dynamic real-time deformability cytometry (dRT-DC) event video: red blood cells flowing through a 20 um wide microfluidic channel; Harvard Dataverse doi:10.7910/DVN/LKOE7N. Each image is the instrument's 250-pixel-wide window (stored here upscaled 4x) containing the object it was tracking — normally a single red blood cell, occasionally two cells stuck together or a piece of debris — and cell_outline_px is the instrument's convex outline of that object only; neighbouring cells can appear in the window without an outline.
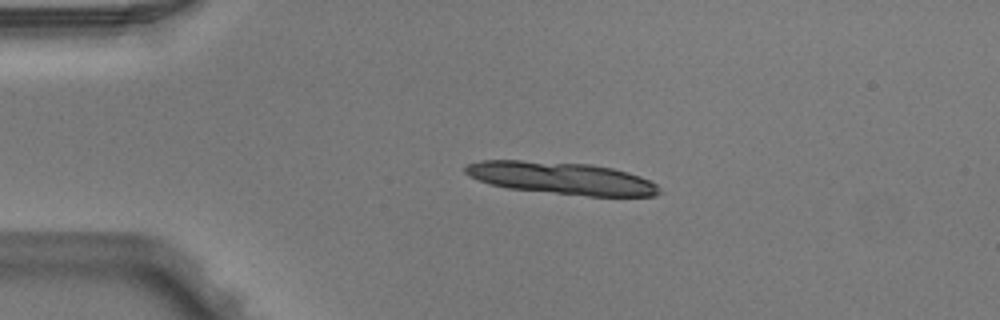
{"species": "Egyptian fruit bat (a non-hibernating species)", "species_latin": "Rousettus aegyptiacus", "temperature_condition": "warm", "stored_images_in_passage": 3, "camera_frame_rate_fps": 3000, "um_per_image_px": 0.085, "animal": {"sex": "male"}, "frame": {"image": 1, "passage_image": 2, "time_ms": 0.333, "image_size_px": [1000, 320], "cell_outline_px": [[660, 192], [656, 196], [588, 196], [508, 188], [492, 184], [468, 176], [464, 172], [464, 168], [468, 164], [480, 160], [520, 160], [592, 164], [612, 168], [628, 172], [640, 176], [656, 184], [660, 188]], "centroid_in_image_um": [47.73, 15.14], "position_along_channel_um": 37.3, "area_um2": 36.36}}